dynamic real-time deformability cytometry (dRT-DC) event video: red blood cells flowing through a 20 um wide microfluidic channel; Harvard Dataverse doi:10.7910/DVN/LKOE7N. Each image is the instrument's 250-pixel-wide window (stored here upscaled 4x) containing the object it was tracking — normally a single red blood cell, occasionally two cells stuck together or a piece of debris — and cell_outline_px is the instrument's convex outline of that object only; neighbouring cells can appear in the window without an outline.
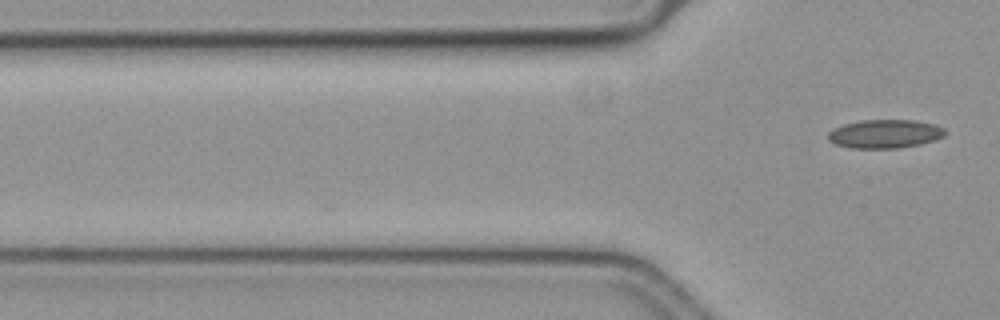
{"species": "common noctule bat (a hibernating species)", "species_latin": "Nyctalus noctula", "temperature_condition": "cold", "stored_images_in_passage": 3, "camera_frame_rate_fps": 3000, "um_per_image_px": 0.085, "animal": {"sex": "female", "body_mass_g": 19.3, "forearm_length_mm": 54.1}, "frame": {"image": 1, "passage_image": 3, "time_ms": 0.667, "image_size_px": [1000, 320], "cell_outline_px": [[948, 132], [944, 136], [936, 140], [920, 144], [896, 148], [848, 148], [836, 144], [828, 140], [828, 132], [844, 124], [860, 120], [916, 120], [932, 124], [944, 128]], "centroid_in_image_um": [75.23, 11.38], "position_along_channel_um": 50.6, "area_um2": 19.54}}